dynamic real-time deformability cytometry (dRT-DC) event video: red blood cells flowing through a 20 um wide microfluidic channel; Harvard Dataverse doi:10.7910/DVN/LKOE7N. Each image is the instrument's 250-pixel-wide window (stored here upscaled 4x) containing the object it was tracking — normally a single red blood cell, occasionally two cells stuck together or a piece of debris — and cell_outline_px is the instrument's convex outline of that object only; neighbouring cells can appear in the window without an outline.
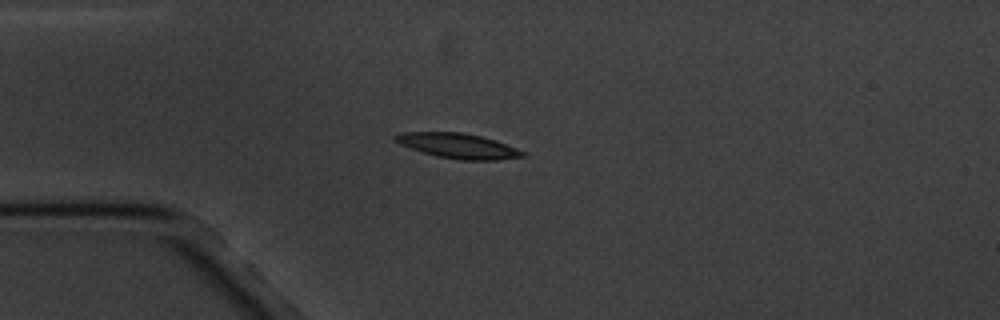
{"species": "common noctule bat (a hibernating species)", "species_latin": "Nyctalus noctula", "temperature_condition": "cold", "stored_images_in_passage": 16, "camera_frame_rate_fps": 3000, "um_per_image_px": 0.085, "animal": {"sex": "male", "body_mass_g": 20.1, "forearm_length_mm": 53.5}, "frame": {"image": 1, "passage_image": 5, "time_ms": 4.667, "image_size_px": [1000, 320], "cell_outline_px": [[528, 156], [496, 160], [460, 160], [436, 156], [400, 144], [392, 140], [392, 136], [400, 132], [460, 132], [480, 136], [496, 140], [528, 152]], "centroid_in_image_um": [38.97, 12.39], "position_along_channel_um": 46.0, "area_um2": 18.73}}
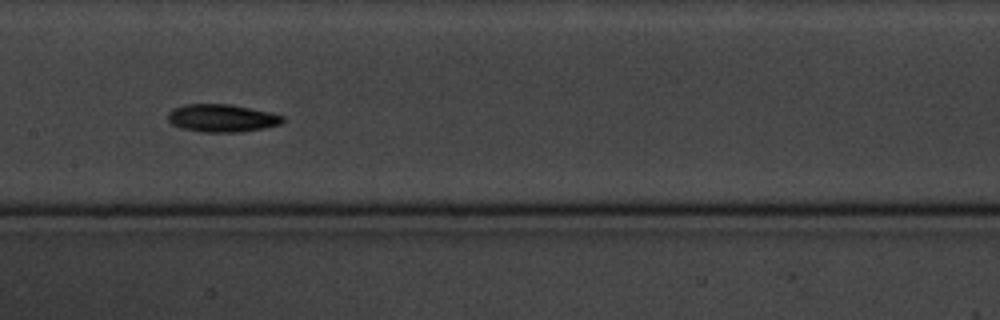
{"frame": {"image": 2, "passage_image": 9, "time_ms": 9.333, "image_size_px": [1000, 320], "cell_outline_px": [[284, 120], [280, 124], [264, 128], [240, 132], [204, 132], [180, 128], [172, 124], [168, 120], [168, 112], [172, 108], [184, 104], [228, 104], [268, 112], [284, 116]], "centroid_in_image_um": [18.82, 10.04], "position_along_channel_um": 188.6, "area_um2": 18.5}}
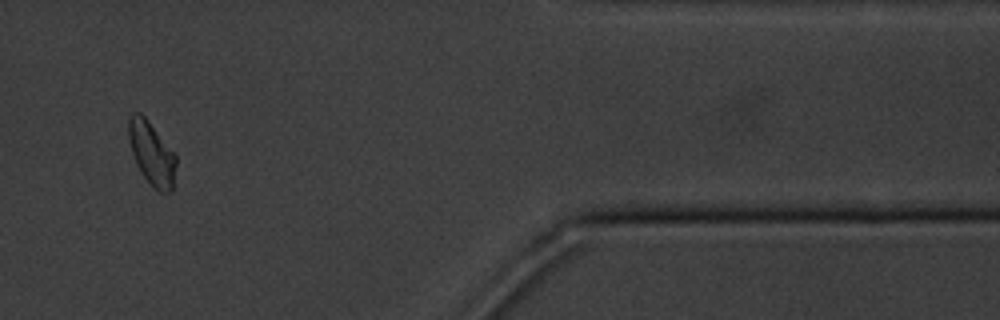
{"frame": {"image": 3, "passage_image": 15, "time_ms": 16.667, "image_size_px": [1000, 320], "cell_outline_px": [[176, 164], [172, 188], [168, 192], [160, 192], [140, 172], [136, 164], [128, 140], [128, 120], [132, 112], [140, 112], [148, 120], [176, 156]], "centroid_in_image_um": [12.86, 13.0], "position_along_channel_um": 398.5, "area_um2": 17.17}, "authors_computed_cell_mechanics": {"area_um2": 17.6001, "velocity_mm_per_s": 3.3767, "shape_relaxation_time_tau1_ms": 4.8749, "shape_relaxation_time_tau2_ms": null, "deformation_change_tau1": 0.117, "deformation_change_tau2": null}}